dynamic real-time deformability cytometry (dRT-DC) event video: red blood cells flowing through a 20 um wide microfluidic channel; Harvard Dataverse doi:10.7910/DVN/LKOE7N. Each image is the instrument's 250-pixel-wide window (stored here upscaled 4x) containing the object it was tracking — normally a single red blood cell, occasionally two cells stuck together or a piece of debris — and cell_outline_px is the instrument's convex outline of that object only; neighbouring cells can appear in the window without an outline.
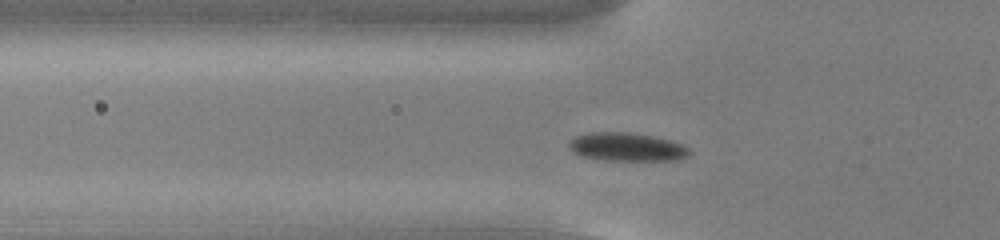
{"species": "common noctule bat (a hibernating species)", "species_latin": "Nyctalus noctula", "temperature_condition": "cold", "stored_images_in_passage": 45, "camera_frame_rate_fps": 3000, "um_per_image_px": 0.085, "animal": {"sex": "male", "body_mass_g": 13.0, "forearm_length_mm": 53.1}, "frame": {"image": 1, "passage_image": 9, "time_ms": 2.667, "image_size_px": [1000, 240], "cell_outline_px": [[692, 152], [688, 156], [680, 160], [604, 160], [580, 156], [572, 152], [568, 144], [576, 136], [592, 132], [628, 132], [656, 136], [684, 144]], "centroid_in_image_um": [53.32, 12.49], "position_along_channel_um": 72.5, "area_um2": 20.11}}
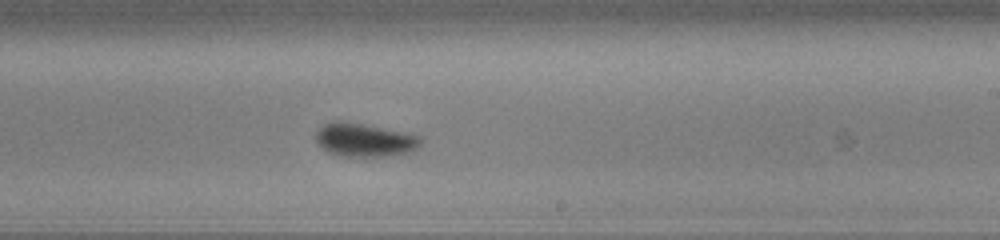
{"frame": {"image": 2, "passage_image": 24, "time_ms": 7.667, "image_size_px": [1000, 240], "cell_outline_px": [[420, 144], [412, 152], [388, 156], [340, 156], [328, 152], [316, 144], [316, 132], [328, 120], [340, 120], [404, 132], [420, 136]], "centroid_in_image_um": [30.93, 11.89], "position_along_channel_um": 258.1, "area_um2": 20.46}}
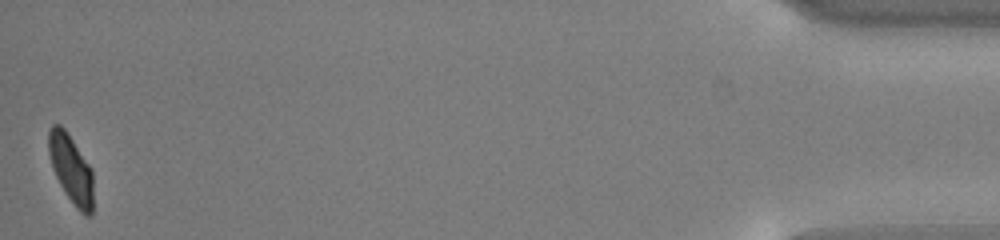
{"frame": {"image": 3, "passage_image": 45, "time_ms": 14.667, "image_size_px": [1000, 240], "cell_outline_px": [[92, 216], [84, 216], [76, 208], [60, 184], [52, 168], [48, 152], [48, 128], [52, 124], [60, 124], [64, 128], [92, 168]], "centroid_in_image_um": [6.03, 14.34], "position_along_channel_um": 429.2, "area_um2": 17.8}, "authors_computed_cell_mechanics": {"area_um2": 20.1144, "velocity_mm_per_s": 3.7287, "shape_relaxation_time_tau1_ms": 2.1083, "shape_relaxation_time_tau2_ms": null, "deformation_change_tau1": 0.0908, "deformation_change_tau2": null}}